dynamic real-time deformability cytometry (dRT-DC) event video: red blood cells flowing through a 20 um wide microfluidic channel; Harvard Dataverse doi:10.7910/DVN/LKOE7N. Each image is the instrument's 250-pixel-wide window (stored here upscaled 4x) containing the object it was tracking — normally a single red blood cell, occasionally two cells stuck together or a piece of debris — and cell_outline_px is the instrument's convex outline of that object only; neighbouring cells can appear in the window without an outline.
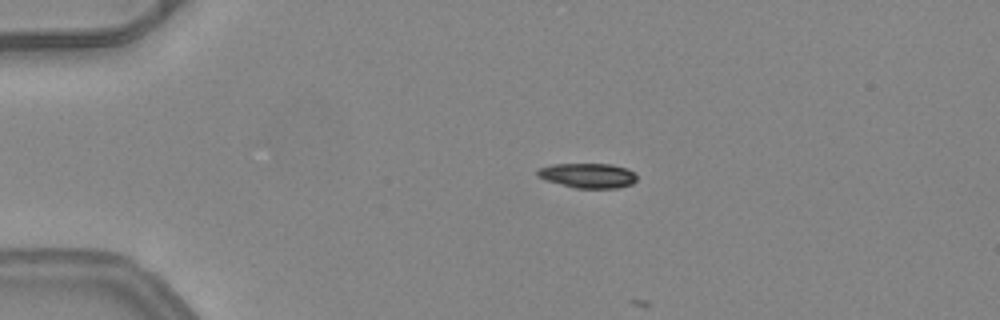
{"species": "common noctule bat (a hibernating species)", "species_latin": "Nyctalus noctula", "temperature_condition": "warm", "stored_images_in_passage": 2, "camera_frame_rate_fps": 3000, "um_per_image_px": 0.085, "animal": {"sex": "female", "body_mass_g": 24.6, "forearm_length_mm": 56.2}, "frame": {"image": 1, "passage_image": 1, "time_ms": 0.0, "image_size_px": [1000, 320], "cell_outline_px": [[636, 180], [632, 184], [620, 188], [576, 188], [544, 180], [536, 176], [536, 168], [552, 164], [612, 164], [628, 168], [636, 172]], "centroid_in_image_um": [49.96, 14.91], "position_along_channel_um": 35.0, "area_um2": 14.68}}